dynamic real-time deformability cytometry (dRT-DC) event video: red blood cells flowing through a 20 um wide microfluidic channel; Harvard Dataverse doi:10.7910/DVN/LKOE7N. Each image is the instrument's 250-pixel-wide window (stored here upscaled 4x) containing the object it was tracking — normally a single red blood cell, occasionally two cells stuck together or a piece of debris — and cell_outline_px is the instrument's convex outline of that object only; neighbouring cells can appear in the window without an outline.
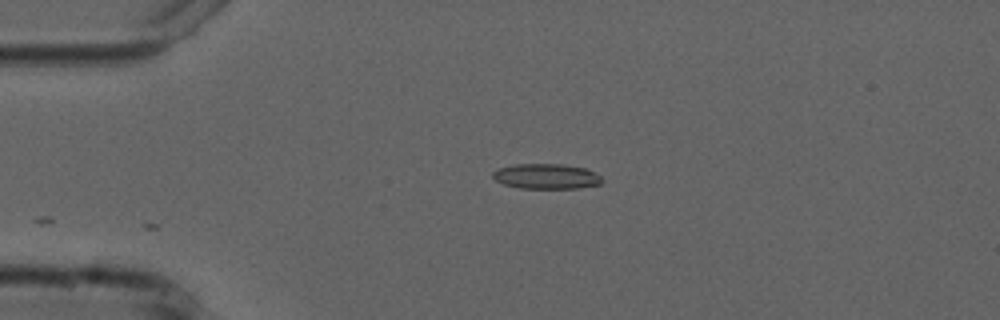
{"species": "common noctule bat (a hibernating species)", "species_latin": "Nyctalus noctula", "temperature_condition": "cold", "stored_images_in_passage": 5, "camera_frame_rate_fps": 3000, "um_per_image_px": 0.085, "animal": {"sex": "male", "forearm_length_mm": 52.5}, "frame": {"image": 1, "passage_image": 4, "time_ms": 4.0, "image_size_px": [1000, 320], "cell_outline_px": [[604, 180], [600, 184], [576, 188], [520, 188], [504, 184], [496, 180], [492, 176], [492, 172], [500, 168], [512, 164], [560, 164], [584, 168], [600, 176]], "centroid_in_image_um": [46.41, 14.99], "position_along_channel_um": 38.6, "area_um2": 15.84}}